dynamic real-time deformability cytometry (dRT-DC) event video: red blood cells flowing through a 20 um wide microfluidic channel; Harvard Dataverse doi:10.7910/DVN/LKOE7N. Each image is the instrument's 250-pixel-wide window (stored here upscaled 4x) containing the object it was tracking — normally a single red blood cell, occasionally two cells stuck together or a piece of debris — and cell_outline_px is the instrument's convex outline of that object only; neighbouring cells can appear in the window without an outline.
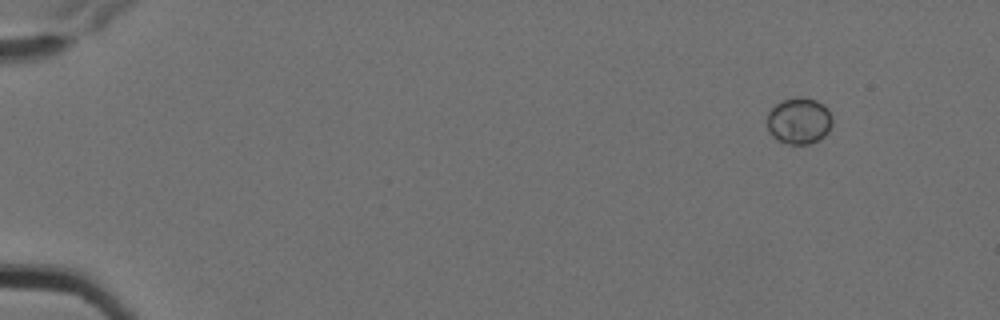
{"species": "Egyptian fruit bat (a non-hibernating species)", "species_latin": "Rousettus aegyptiacus", "temperature_condition": "cold", "stored_images_in_passage": 6, "camera_frame_rate_fps": 3000, "um_per_image_px": 0.085, "animal": {"sex": "female"}, "frame": {"image": 1, "passage_image": 1, "time_ms": 0.0, "image_size_px": [1000, 320], "cell_outline_px": [[832, 124], [828, 132], [824, 136], [808, 144], [788, 144], [776, 140], [768, 132], [768, 112], [776, 104], [784, 100], [796, 96], [800, 96], [816, 100], [824, 104], [828, 108], [832, 116]], "centroid_in_image_um": [67.93, 10.26], "position_along_channel_um": 17.1, "area_um2": 17.8}}
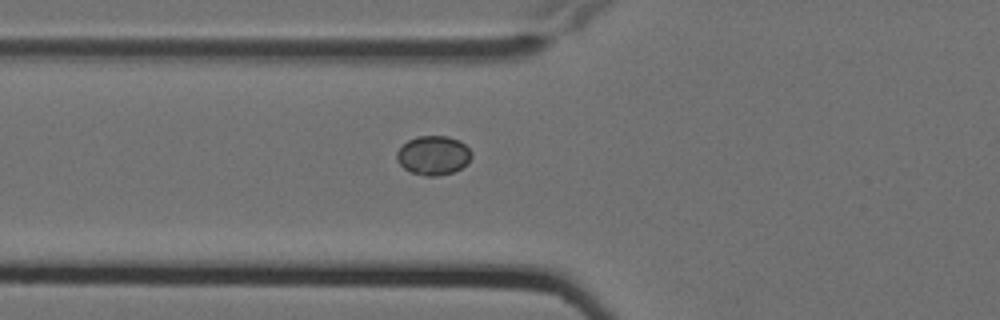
{"frame": {"image": 2, "passage_image": 6, "time_ms": 1.667, "image_size_px": [1000, 320], "cell_outline_px": [[472, 156], [468, 164], [452, 172], [436, 176], [424, 176], [412, 172], [404, 168], [396, 160], [396, 152], [408, 140], [420, 136], [448, 136], [460, 140], [472, 152]], "centroid_in_image_um": [36.85, 13.2], "position_along_channel_um": 89.0, "area_um2": 17.05}}